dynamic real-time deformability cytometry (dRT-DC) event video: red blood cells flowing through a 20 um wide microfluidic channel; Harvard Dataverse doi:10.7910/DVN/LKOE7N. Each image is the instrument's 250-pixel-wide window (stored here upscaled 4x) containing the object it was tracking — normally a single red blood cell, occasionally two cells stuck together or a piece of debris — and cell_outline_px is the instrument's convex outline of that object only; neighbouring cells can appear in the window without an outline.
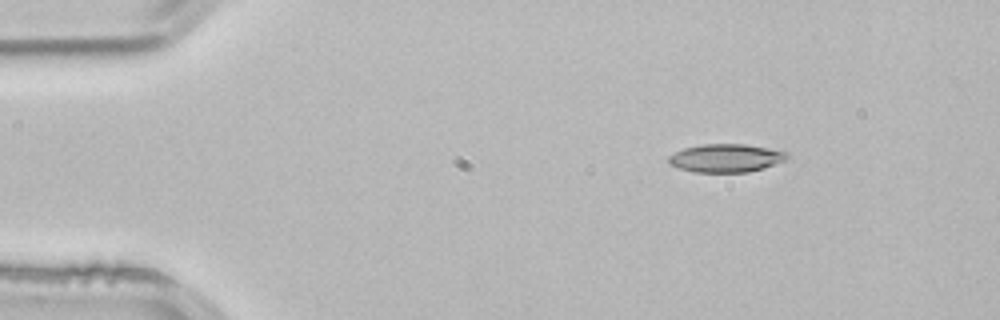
{"species": "common noctule bat (a hibernating species)", "species_latin": "Nyctalus noctula", "temperature_condition": "room temperature", "stored_images_in_passage": 4, "segment_of_instrument_passage": [2, 2], "camera_frame_rate_fps": 3000, "um_per_image_px": 0.085, "animal": {"sex": "male", "body_mass_g": 21.5, "forearm_length_mm": 52.0}, "frame": {"image": 1, "passage_image": 4, "time_ms": 1.0, "image_size_px": [1000, 320], "cell_outline_px": [[788, 156], [784, 160], [764, 168], [748, 172], [692, 172], [668, 164], [668, 156], [684, 148], [704, 144], [744, 144], [768, 148], [788, 152]], "centroid_in_image_um": [61.68, 13.44], "position_along_channel_um": 23.3, "area_um2": 19.36}}